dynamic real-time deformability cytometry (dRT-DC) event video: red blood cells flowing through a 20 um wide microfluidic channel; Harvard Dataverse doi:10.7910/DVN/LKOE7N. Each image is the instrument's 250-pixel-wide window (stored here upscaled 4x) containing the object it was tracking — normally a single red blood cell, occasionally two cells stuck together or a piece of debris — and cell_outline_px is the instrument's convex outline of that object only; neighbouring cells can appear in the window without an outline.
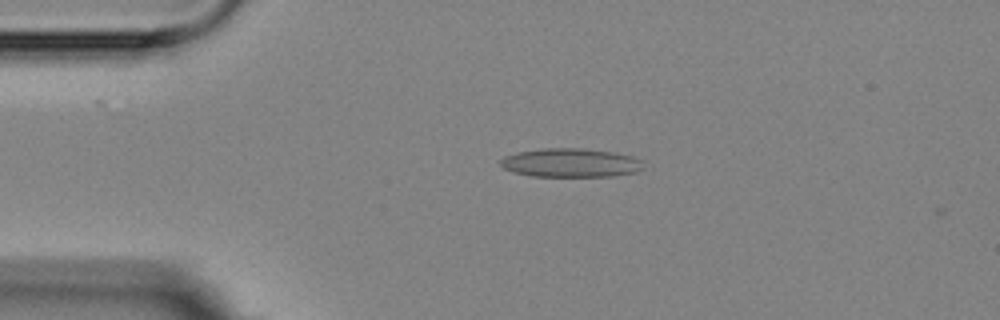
{"species": "Egyptian fruit bat (a non-hibernating species)", "species_latin": "Rousettus aegyptiacus", "temperature_condition": "room temperature", "stored_images_in_passage": 4, "camera_frame_rate_fps": 3000, "um_per_image_px": 0.085, "animal": {"sex": "female"}, "frame": {"image": 1, "passage_image": 3, "time_ms": 3.333, "image_size_px": [1000, 320], "cell_outline_px": [[644, 168], [636, 172], [612, 176], [532, 176], [516, 172], [504, 168], [500, 164], [500, 160], [504, 156], [516, 152], [544, 148], [584, 148], [616, 152], [632, 156], [644, 160]], "centroid_in_image_um": [48.56, 13.82], "position_along_channel_um": 36.4, "area_um2": 24.16}}